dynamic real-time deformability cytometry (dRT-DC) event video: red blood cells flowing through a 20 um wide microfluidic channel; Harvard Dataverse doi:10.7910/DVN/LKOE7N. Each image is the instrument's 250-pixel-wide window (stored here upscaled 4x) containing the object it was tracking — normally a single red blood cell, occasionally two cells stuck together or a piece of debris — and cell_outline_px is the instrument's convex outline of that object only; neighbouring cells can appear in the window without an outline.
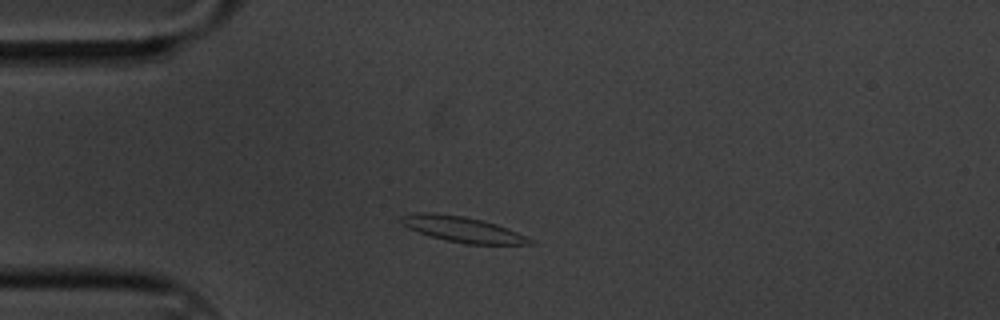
{"species": "common noctule bat (a hibernating species)", "species_latin": "Nyctalus noctula", "temperature_condition": "cold", "stored_images_in_passage": 53, "camera_frame_rate_fps": 3000, "um_per_image_px": 0.085, "animal": {"sex": "male", "body_mass_g": 20.1, "forearm_length_mm": 53.5}, "frame": {"image": 1, "passage_image": 8, "time_ms": 2.333, "image_size_px": [1000, 320], "cell_outline_px": [[532, 244], [468, 244], [448, 240], [432, 236], [408, 228], [400, 220], [400, 216], [416, 212], [432, 212], [464, 216], [496, 224], [516, 232], [532, 240]], "centroid_in_image_um": [39.27, 19.47], "position_along_channel_um": 45.7, "area_um2": 18.67}}
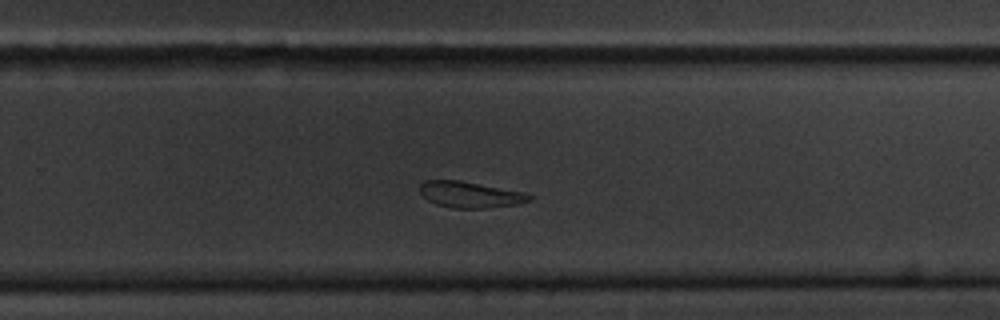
{"frame": {"image": 2, "passage_image": 32, "time_ms": 10.333, "image_size_px": [1000, 320], "cell_outline_px": [[532, 200], [516, 204], [488, 208], [452, 208], [436, 204], [428, 200], [420, 192], [420, 184], [424, 180], [456, 180], [524, 192], [532, 196]], "centroid_in_image_um": [39.94, 16.55], "position_along_channel_um": 289.9, "area_um2": 16.47}}
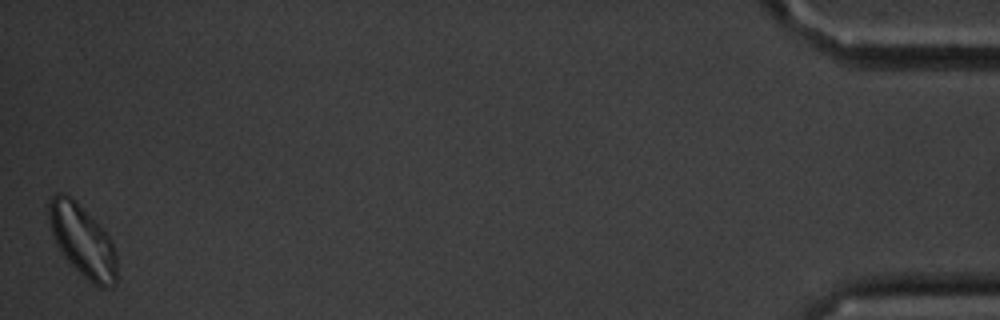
{"frame": {"image": 3, "passage_image": 53, "time_ms": 17.333, "image_size_px": [1000, 320], "cell_outline_px": [[116, 284], [104, 288], [100, 288], [92, 284], [64, 256], [56, 244], [52, 232], [48, 216], [48, 204], [52, 196], [56, 192], [60, 192], [76, 200], [108, 236], [116, 252]], "centroid_in_image_um": [7.0, 20.47], "position_along_channel_um": 428.2, "area_um2": 27.98}, "authors_computed_cell_mechanics": {"area_um2": 18.207, "velocity_mm_per_s": 3.2677, "shape_relaxation_time_tau1_ms": 4.0502, "shape_relaxation_time_tau2_ms": 4.2103, "deformation_change_tau1": 0.1415, "deformation_change_tau2": 0.1056}}